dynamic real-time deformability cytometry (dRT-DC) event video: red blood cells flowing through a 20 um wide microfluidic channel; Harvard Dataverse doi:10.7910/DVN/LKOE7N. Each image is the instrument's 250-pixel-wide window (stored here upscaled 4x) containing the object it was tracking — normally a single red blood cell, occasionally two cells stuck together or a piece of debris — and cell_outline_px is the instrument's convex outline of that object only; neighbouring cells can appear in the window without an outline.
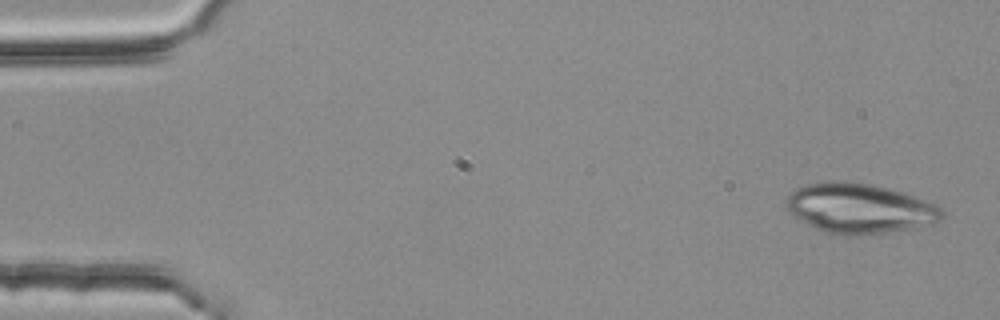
{"species": "common noctule bat (a hibernating species)", "species_latin": "Nyctalus noctula", "temperature_condition": "room temperature", "stored_images_in_passage": 5, "segment_of_instrument_passage": [1, 2], "camera_frame_rate_fps": 3000, "um_per_image_px": 0.085, "animal": {"sex": "female", "body_mass_g": 25.1}, "frame": {"image": 1, "passage_image": 1, "time_ms": 0.0, "image_size_px": [1000, 320], "cell_outline_px": [[944, 216], [940, 220], [932, 224], [888, 232], [860, 236], [844, 236], [824, 232], [792, 216], [788, 212], [784, 204], [784, 200], [796, 188], [804, 184], [832, 180], [844, 180], [868, 184], [888, 188], [904, 192], [936, 204], [944, 212]], "centroid_in_image_um": [73.02, 17.71], "position_along_channel_um": 12.0, "area_um2": 45.84}}